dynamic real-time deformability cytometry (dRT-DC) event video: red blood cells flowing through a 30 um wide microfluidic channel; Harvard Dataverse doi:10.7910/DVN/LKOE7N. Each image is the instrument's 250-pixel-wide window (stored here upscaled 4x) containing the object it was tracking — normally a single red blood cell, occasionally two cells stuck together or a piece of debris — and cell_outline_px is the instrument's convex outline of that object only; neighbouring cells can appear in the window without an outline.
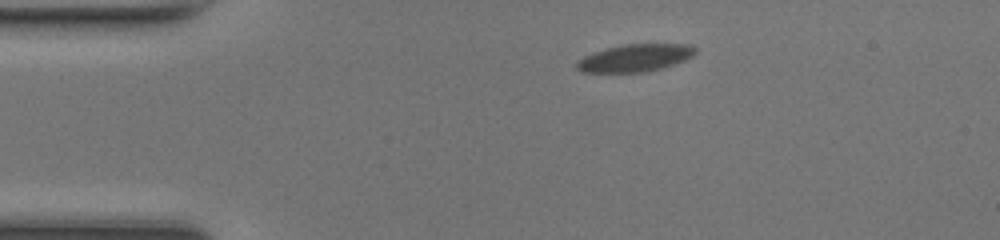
{"species": "common noctule bat (a hibernating species)", "species_latin": "Nyctalus noctula", "temperature_condition": "room temperature", "stored_images_in_passage": 42, "camera_frame_rate_fps": 3000, "um_per_image_px": 0.085, "animal": {"sex": "female", "body_mass_g": 17.0, "forearm_length_mm": 48.0}, "frame": {"image": 1, "passage_image": 1, "time_ms": 0.0, "image_size_px": [1000, 240], "cell_outline_px": [[696, 52], [692, 56], [684, 60], [660, 68], [640, 72], [584, 72], [576, 68], [576, 64], [584, 56], [608, 48], [624, 44], [692, 44], [696, 48]], "centroid_in_image_um": [54.01, 4.91], "position_along_channel_um": 31.0, "area_um2": 18.55}}
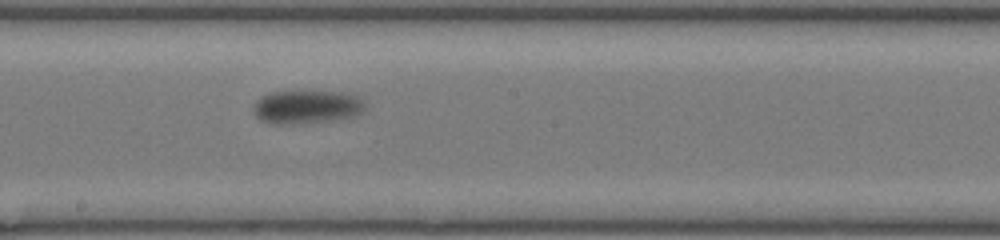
{"frame": {"image": 2, "passage_image": 19, "time_ms": 6.0, "image_size_px": [1000, 240], "cell_outline_px": [[364, 112], [352, 116], [328, 120], [280, 124], [272, 124], [260, 120], [256, 116], [256, 100], [272, 92], [344, 92], [356, 96], [364, 100]], "centroid_in_image_um": [26.1, 9.08], "position_along_channel_um": 222.1, "area_um2": 21.04}}
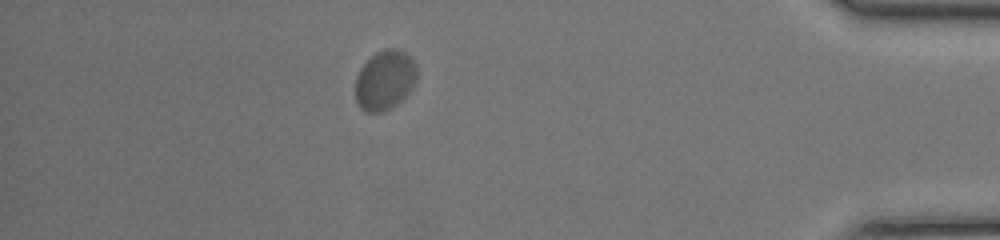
{"frame": {"image": 3, "passage_image": 36, "time_ms": 11.667, "image_size_px": [1000, 240], "cell_outline_px": [[416, 80], [412, 88], [396, 104], [380, 112], [368, 112], [360, 108], [356, 100], [356, 76], [360, 68], [376, 52], [388, 48], [396, 48], [412, 56], [416, 64]], "centroid_in_image_um": [32.72, 6.78], "position_along_channel_um": 402.5, "area_um2": 21.21}, "authors_computed_cell_mechanics": {"area_um2": 20.8658, "velocity_mm_per_s": 4.0569, "shape_relaxation_time_tau1_ms": 1.2955, "shape_relaxation_time_tau2_ms": null, "deformation_change_tau1": 0.0716, "deformation_change_tau2": null}}